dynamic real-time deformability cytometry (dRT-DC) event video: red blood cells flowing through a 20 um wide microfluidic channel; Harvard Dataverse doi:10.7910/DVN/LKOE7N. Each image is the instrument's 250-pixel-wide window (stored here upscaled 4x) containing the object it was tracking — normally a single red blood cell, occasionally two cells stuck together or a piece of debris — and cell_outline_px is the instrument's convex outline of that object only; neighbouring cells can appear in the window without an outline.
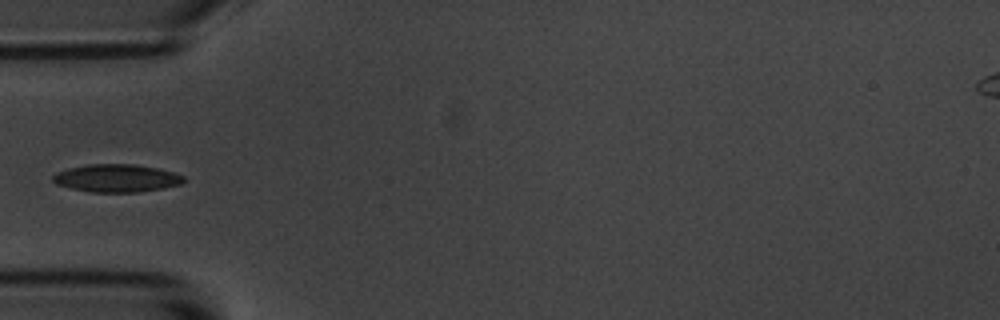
{"species": "common noctule bat (a hibernating species)", "species_latin": "Nyctalus noctula", "temperature_condition": "room temperature", "stored_images_in_passage": 7, "camera_frame_rate_fps": 3000, "um_per_image_px": 0.085, "animal": {"sex": "male", "body_mass_g": 20.1, "forearm_length_mm": 53.5}, "frame": {"image": 1, "passage_image": 6, "time_ms": 6.0, "image_size_px": [1000, 320], "cell_outline_px": [[184, 180], [180, 184], [164, 188], [136, 192], [92, 192], [72, 188], [56, 184], [52, 180], [52, 176], [56, 172], [68, 168], [88, 164], [132, 164], [156, 168], [172, 172], [184, 176]], "centroid_in_image_um": [9.88, 15.14], "position_along_channel_um": 75.1, "area_um2": 21.04}}